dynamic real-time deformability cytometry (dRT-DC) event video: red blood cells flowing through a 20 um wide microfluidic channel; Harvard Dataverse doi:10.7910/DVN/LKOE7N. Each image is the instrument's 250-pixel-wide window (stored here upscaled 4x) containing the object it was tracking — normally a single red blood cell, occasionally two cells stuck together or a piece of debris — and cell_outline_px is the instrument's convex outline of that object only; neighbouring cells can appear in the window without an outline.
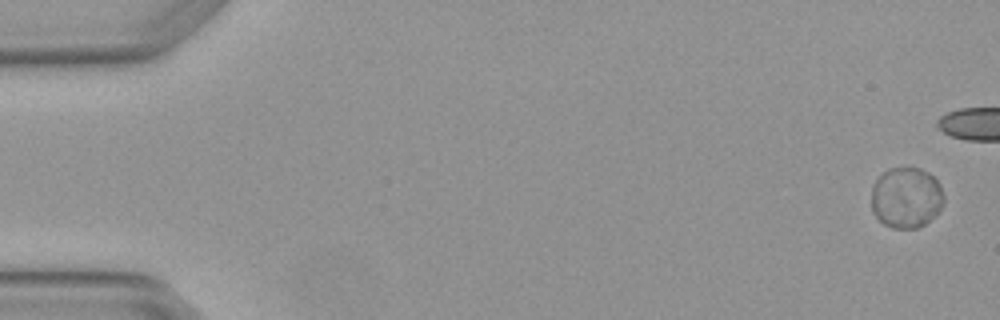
{"species": "Egyptian fruit bat (a non-hibernating species)", "species_latin": "Rousettus aegyptiacus", "temperature_condition": "warm", "stored_images_in_passage": 7, "segment_of_instrument_passage": [1, 2], "camera_frame_rate_fps": 3000, "um_per_image_px": 0.085, "animal": {"sex": "female"}, "frame": {"image": 1, "passage_image": 1, "time_ms": 0.0, "image_size_px": [1000, 320], "cell_outline_px": [[944, 200], [940, 208], [924, 224], [916, 228], [892, 228], [884, 224], [872, 212], [872, 184], [888, 168], [920, 168], [928, 172], [940, 184], [944, 196]], "centroid_in_image_um": [77.01, 16.79], "position_along_channel_um": 8.0, "area_um2": 25.49}}
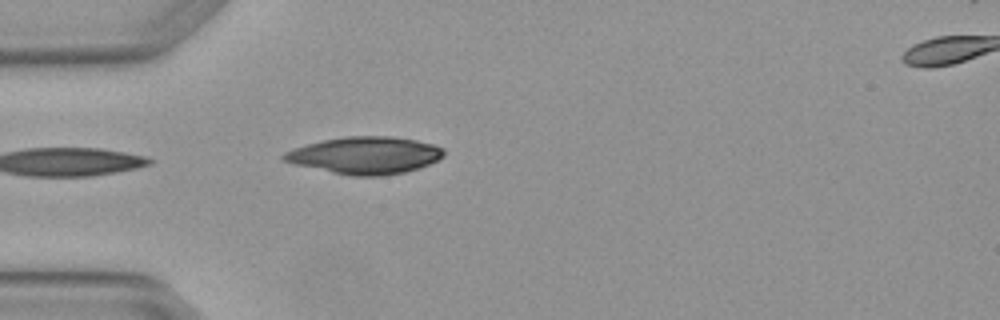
{"frame": {"image": 2, "passage_image": 6, "time_ms": 1.667, "image_size_px": [1000, 320], "cell_outline_px": [[444, 156], [420, 168], [404, 172], [380, 176], [352, 176], [292, 164], [280, 160], [280, 156], [284, 152], [308, 144], [324, 140], [348, 136], [392, 136], [416, 140], [432, 144], [444, 148]], "centroid_in_image_um": [31.02, 13.21], "position_along_channel_um": 54.0, "area_um2": 34.56}}